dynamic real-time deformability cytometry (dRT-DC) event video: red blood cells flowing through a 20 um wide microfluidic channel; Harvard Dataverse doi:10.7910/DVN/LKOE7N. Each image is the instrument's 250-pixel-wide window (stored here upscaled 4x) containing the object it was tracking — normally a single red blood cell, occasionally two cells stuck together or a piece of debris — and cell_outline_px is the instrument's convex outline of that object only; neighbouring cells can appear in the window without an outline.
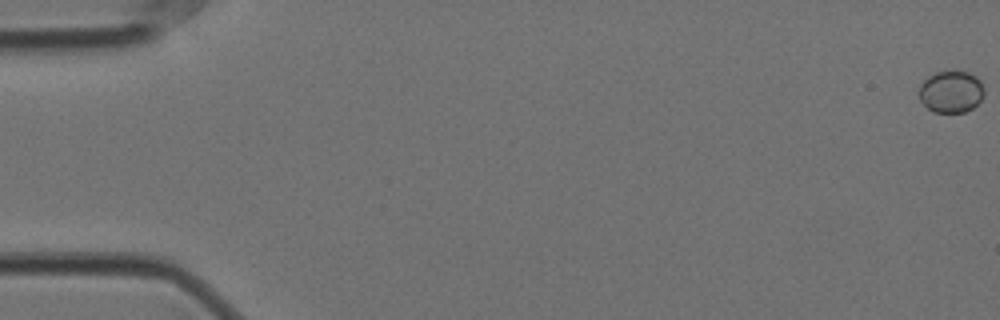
{"species": "Egyptian fruit bat (a non-hibernating species)", "species_latin": "Rousettus aegyptiacus", "temperature_condition": "cold", "stored_images_in_passage": 5, "camera_frame_rate_fps": 3000, "um_per_image_px": 0.085, "animal": {"sex": "female"}, "frame": {"image": 1, "passage_image": 1, "time_ms": 0.0, "image_size_px": [1000, 320], "cell_outline_px": [[984, 96], [972, 108], [964, 112], [932, 112], [920, 100], [920, 84], [928, 76], [936, 72], [956, 68], [968, 72], [976, 76], [980, 80], [984, 88]], "centroid_in_image_um": [80.86, 7.75], "position_along_channel_um": 4.1, "area_um2": 16.24}}